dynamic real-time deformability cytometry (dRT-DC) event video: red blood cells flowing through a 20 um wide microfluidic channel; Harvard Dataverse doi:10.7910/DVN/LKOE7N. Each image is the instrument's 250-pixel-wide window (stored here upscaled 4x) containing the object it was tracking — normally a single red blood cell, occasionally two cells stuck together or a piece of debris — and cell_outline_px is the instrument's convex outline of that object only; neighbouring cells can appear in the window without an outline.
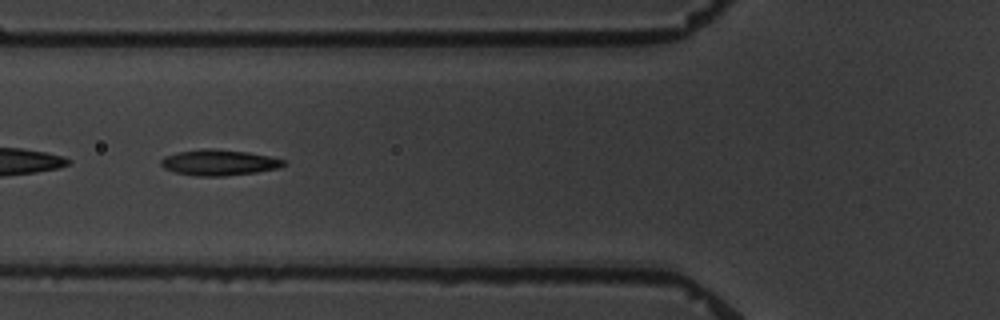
{"species": "common noctule bat (a hibernating species)", "species_latin": "Nyctalus noctula", "temperature_condition": "warm", "stored_images_in_passage": 5, "camera_frame_rate_fps": 3000, "um_per_image_px": 0.085, "animal": {"sex": "male", "body_mass_g": 19.5, "forearm_length_mm": 54.6}, "frame": {"image": 1, "passage_image": 3, "time_ms": 2.333, "image_size_px": [1000, 320], "cell_outline_px": [[288, 164], [276, 168], [256, 172], [224, 176], [196, 176], [176, 172], [164, 168], [160, 164], [160, 160], [164, 156], [180, 152], [208, 148], [212, 148], [248, 152], [268, 156], [284, 160]], "centroid_in_image_um": [18.61, 13.81], "position_along_channel_um": 107.2, "area_um2": 18.26}}